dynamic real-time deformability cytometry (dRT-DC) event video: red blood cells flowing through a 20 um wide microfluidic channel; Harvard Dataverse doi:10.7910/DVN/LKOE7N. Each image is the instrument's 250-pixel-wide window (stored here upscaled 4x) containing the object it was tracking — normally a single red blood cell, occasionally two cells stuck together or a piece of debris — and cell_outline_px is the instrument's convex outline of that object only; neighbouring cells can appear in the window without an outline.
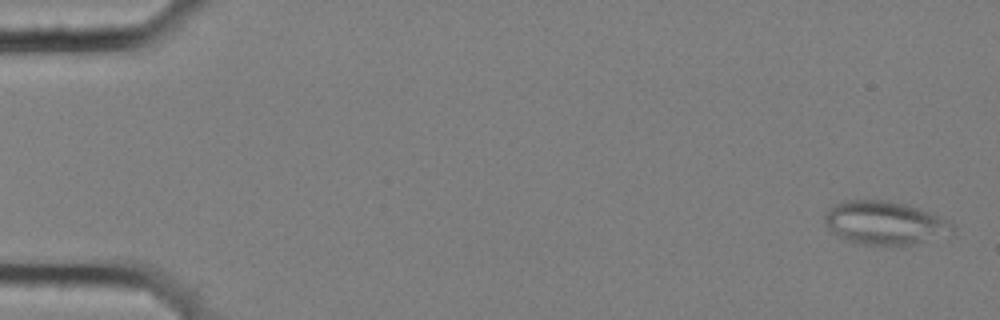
{"species": "common noctule bat (a hibernating species)", "species_latin": "Nyctalus noctula", "temperature_condition": "cold", "stored_images_in_passage": 5, "camera_frame_rate_fps": 3000, "um_per_image_px": 0.085, "animal": {"sex": "female", "body_mass_g": 25.1}, "frame": {"image": 1, "passage_image": 1, "time_ms": 0.0, "image_size_px": [1000, 320], "cell_outline_px": [[952, 232], [912, 244], [892, 248], [856, 244], [844, 240], [828, 228], [824, 220], [824, 212], [832, 204], [844, 200], [888, 200], [904, 204], [952, 220]], "centroid_in_image_um": [75.12, 18.97], "position_along_channel_um": 9.9, "area_um2": 32.83}}
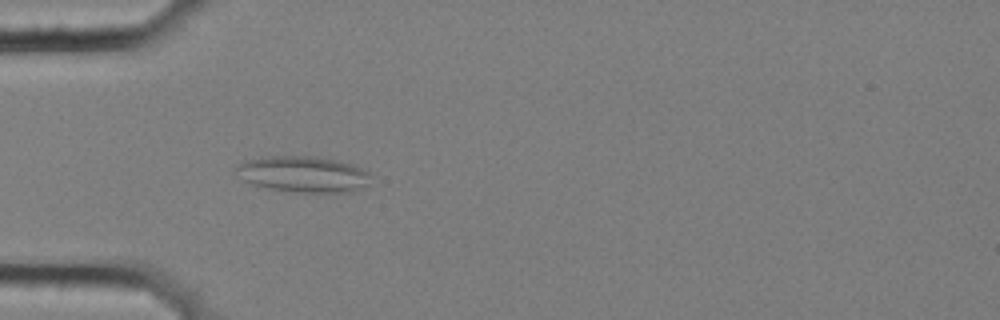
{"frame": {"image": 2, "passage_image": 5, "time_ms": 1.333, "image_size_px": [1000, 320], "cell_outline_px": [[368, 184], [364, 188], [352, 192], [300, 192], [268, 188], [252, 184], [244, 180], [232, 172], [236, 164], [244, 160], [260, 156], [316, 156], [336, 160], [352, 164], [368, 172]], "centroid_in_image_um": [25.69, 14.79], "position_along_channel_um": 59.3, "area_um2": 28.61}}